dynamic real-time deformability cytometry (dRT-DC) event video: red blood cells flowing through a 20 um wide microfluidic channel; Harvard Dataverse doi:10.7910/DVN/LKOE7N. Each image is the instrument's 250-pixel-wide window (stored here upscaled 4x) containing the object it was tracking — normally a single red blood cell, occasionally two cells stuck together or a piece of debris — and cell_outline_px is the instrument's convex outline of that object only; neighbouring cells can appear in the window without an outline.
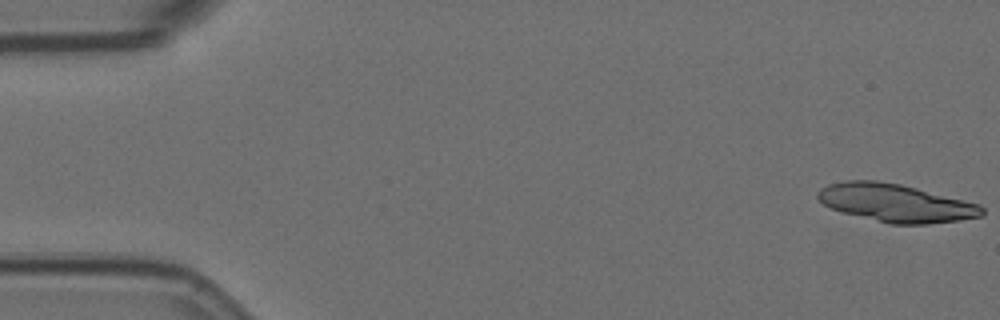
{"species": "Egyptian fruit bat (a non-hibernating species)", "species_latin": "Rousettus aegyptiacus", "temperature_condition": "room temperature", "stored_images_in_passage": 5, "camera_frame_rate_fps": 3000, "um_per_image_px": 0.085, "animal": {"sex": "female"}, "frame": {"image": 1, "passage_image": 1, "time_ms": 0.0, "image_size_px": [1000, 320], "cell_outline_px": [[984, 216], [960, 220], [928, 224], [892, 224], [844, 212], [832, 208], [824, 204], [816, 196], [816, 192], [820, 188], [828, 184], [844, 180], [876, 180], [900, 184], [980, 204], [984, 208]], "centroid_in_image_um": [76.15, 17.24], "position_along_channel_um": 8.8, "area_um2": 36.13}}